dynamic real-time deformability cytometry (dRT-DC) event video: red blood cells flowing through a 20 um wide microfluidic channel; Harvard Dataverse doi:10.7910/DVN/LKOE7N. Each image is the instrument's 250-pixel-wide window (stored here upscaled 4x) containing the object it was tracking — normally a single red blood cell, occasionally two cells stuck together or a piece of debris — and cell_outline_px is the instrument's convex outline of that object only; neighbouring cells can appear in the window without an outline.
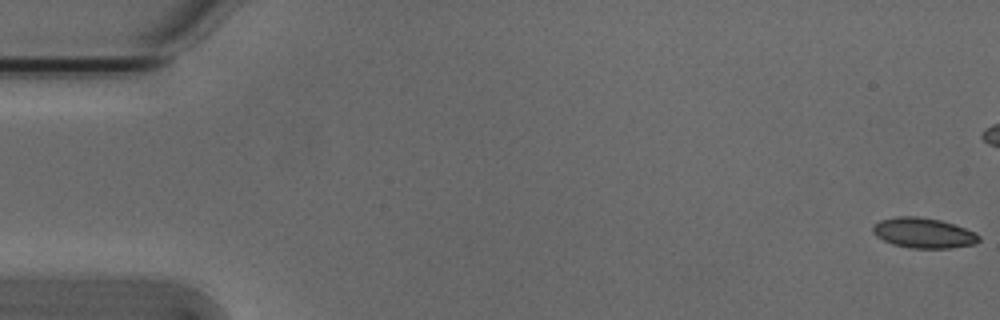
{"species": "Egyptian fruit bat (a non-hibernating species)", "species_latin": "Rousettus aegyptiacus", "temperature_condition": "cold", "stored_images_in_passage": 45, "camera_frame_rate_fps": 3000, "um_per_image_px": 0.085, "animal": {"sex": "male"}, "frame": {"image": 1, "passage_image": 1, "time_ms": 0.0, "image_size_px": [1000, 320], "cell_outline_px": [[980, 240], [976, 244], [948, 248], [912, 248], [892, 244], [876, 236], [872, 232], [872, 224], [880, 220], [896, 216], [916, 216], [940, 220], [976, 232], [980, 236]], "centroid_in_image_um": [78.48, 19.8], "position_along_channel_um": 6.5, "area_um2": 18.73}}
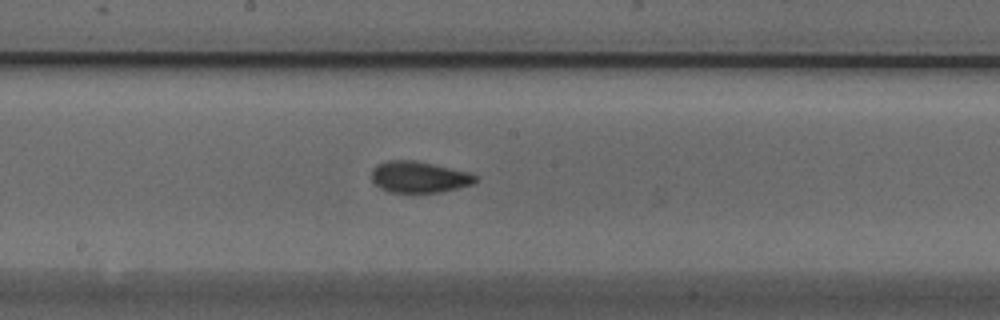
{"frame": {"image": 2, "passage_image": 29, "time_ms": 9.333, "image_size_px": [1000, 320], "cell_outline_px": [[476, 180], [472, 184], [440, 192], [388, 192], [380, 188], [372, 180], [372, 168], [376, 164], [388, 160], [416, 160], [468, 172], [476, 176]], "centroid_in_image_um": [35.57, 15.03], "position_along_channel_um": 212.6, "area_um2": 18.84}}
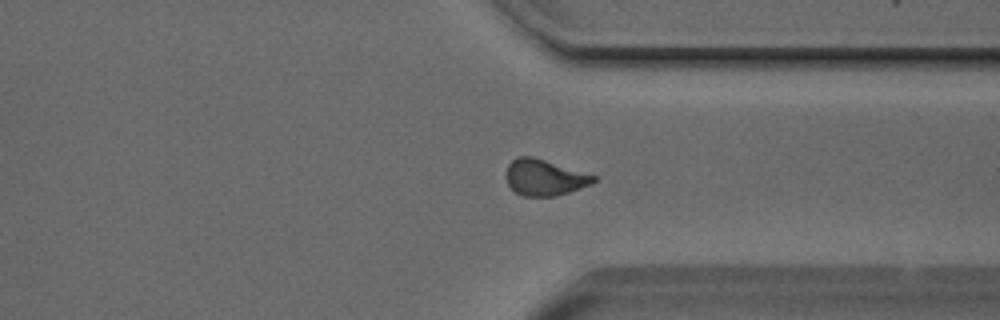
{"frame": {"image": 3, "passage_image": 41, "time_ms": 13.333, "image_size_px": [1000, 320], "cell_outline_px": [[596, 180], [592, 184], [556, 196], [520, 196], [508, 184], [504, 176], [508, 164], [516, 156], [532, 156], [596, 176]], "centroid_in_image_um": [46.23, 15.08], "position_along_channel_um": 365.2, "area_um2": 18.38}}